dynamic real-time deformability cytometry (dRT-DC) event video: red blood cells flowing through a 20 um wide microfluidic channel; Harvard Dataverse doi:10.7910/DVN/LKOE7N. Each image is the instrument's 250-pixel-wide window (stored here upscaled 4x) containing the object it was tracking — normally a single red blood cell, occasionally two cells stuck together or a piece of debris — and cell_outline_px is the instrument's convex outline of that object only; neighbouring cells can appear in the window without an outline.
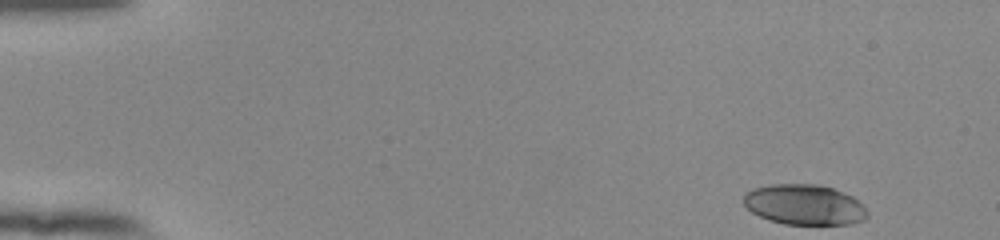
{"species": "human", "species_latin": "Homo sapiens", "temperature_condition": "room temperature", "stored_images_in_passage": 52, "camera_frame_rate_fps": 3000, "um_per_image_px": 0.085, "donor": {"sex": "female"}, "frame": {"image": 1, "passage_image": 1, "time_ms": 0.0, "image_size_px": [1000, 240], "cell_outline_px": [[868, 216], [864, 220], [852, 224], [784, 224], [760, 216], [752, 212], [744, 204], [744, 192], [752, 188], [772, 184], [816, 184], [832, 188], [852, 196], [868, 212]], "centroid_in_image_um": [68.36, 17.39], "position_along_channel_um": 16.6, "area_um2": 28.96}}
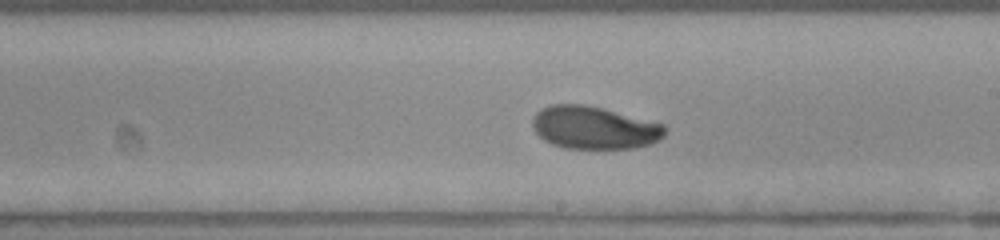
{"frame": {"image": 2, "passage_image": 30, "time_ms": 9.667, "image_size_px": [1000, 240], "cell_outline_px": [[664, 136], [660, 140], [652, 144], [632, 148], [564, 148], [552, 144], [544, 140], [532, 128], [532, 116], [540, 108], [552, 104], [584, 104], [604, 108], [664, 124]], "centroid_in_image_um": [50.48, 10.84], "position_along_channel_um": 238.5, "area_um2": 33.18}}
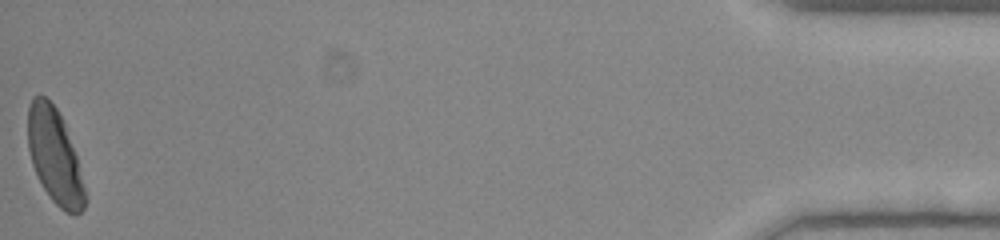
{"frame": {"image": 3, "passage_image": 52, "time_ms": 17.0, "image_size_px": [1000, 240], "cell_outline_px": [[84, 208], [76, 216], [64, 212], [52, 200], [44, 188], [32, 164], [28, 148], [28, 108], [32, 96], [44, 96], [56, 108], [64, 120], [76, 156], [84, 188]], "centroid_in_image_um": [4.63, 13.27], "position_along_channel_um": 430.6, "area_um2": 31.04}, "authors_computed_cell_mechanics": {"area_um2": 32.079, "velocity_mm_per_s": 3.8355, "shape_relaxation_time_tau1_ms": 3.9575, "shape_relaxation_time_tau2_ms": null, "deformation_change_tau1": 0.1704, "deformation_change_tau2": null}}